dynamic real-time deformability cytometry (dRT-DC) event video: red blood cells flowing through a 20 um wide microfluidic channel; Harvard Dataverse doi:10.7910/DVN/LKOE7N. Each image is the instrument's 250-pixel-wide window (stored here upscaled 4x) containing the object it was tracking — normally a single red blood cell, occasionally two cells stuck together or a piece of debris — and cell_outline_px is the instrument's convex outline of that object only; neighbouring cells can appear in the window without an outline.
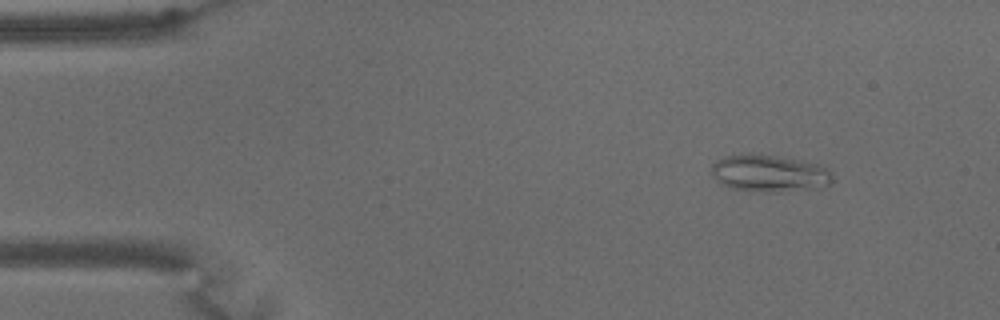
{"species": "common noctule bat (a hibernating species)", "species_latin": "Nyctalus noctula", "temperature_condition": "warm", "stored_images_in_passage": 60, "camera_frame_rate_fps": 3000, "um_per_image_px": 0.085, "animal": {"sex": "male", "body_mass_g": 15.6}, "frame": {"image": 1, "passage_image": 3, "time_ms": 0.667, "image_size_px": [1000, 320], "cell_outline_px": [[832, 184], [812, 188], [780, 192], [748, 192], [728, 188], [720, 184], [712, 176], [712, 164], [716, 160], [724, 156], [744, 152], [748, 152], [776, 156], [820, 164], [832, 172]], "centroid_in_image_um": [65.32, 14.73], "position_along_channel_um": 19.7, "area_um2": 26.76}}
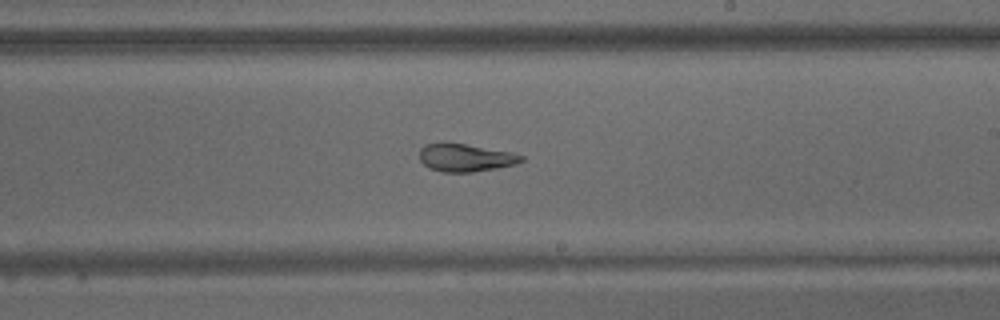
{"frame": {"image": 2, "passage_image": 33, "time_ms": 10.667, "image_size_px": [1000, 320], "cell_outline_px": [[524, 160], [516, 164], [496, 168], [472, 172], [440, 172], [428, 168], [420, 160], [420, 148], [424, 144], [464, 144], [512, 152], [524, 156]], "centroid_in_image_um": [39.57, 13.42], "position_along_channel_um": 249.4, "area_um2": 16.3}}
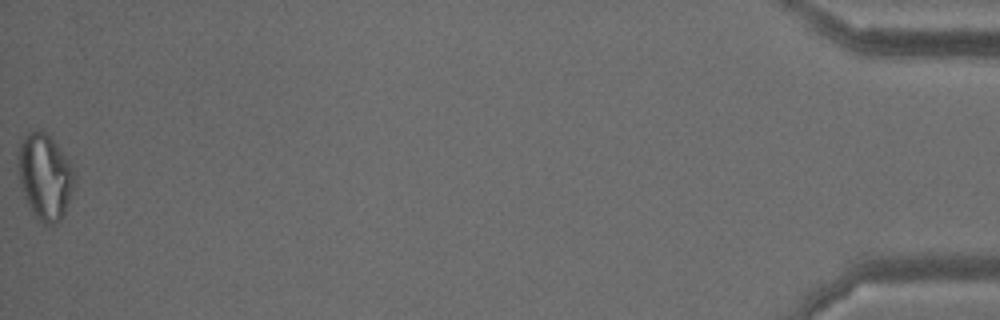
{"frame": {"image": 3, "passage_image": 60, "time_ms": 19.667, "image_size_px": [1000, 320], "cell_outline_px": [[76, 180], [64, 212], [60, 220], [52, 224], [44, 224], [32, 212], [28, 204], [20, 184], [16, 160], [20, 144], [24, 136], [28, 132], [36, 128], [40, 128], [56, 144], [68, 160], [76, 176]], "centroid_in_image_um": [3.79, 14.98], "position_along_channel_um": 431.4, "area_um2": 27.98}, "authors_computed_cell_mechanics": {"area_um2": 20.808, "velocity_mm_per_s": 3.1311, "shape_relaxation_time_tau1_ms": null, "shape_relaxation_time_tau2_ms": 3.3345, "deformation_change_tau1": null, "deformation_change_tau2": 0.1001}}